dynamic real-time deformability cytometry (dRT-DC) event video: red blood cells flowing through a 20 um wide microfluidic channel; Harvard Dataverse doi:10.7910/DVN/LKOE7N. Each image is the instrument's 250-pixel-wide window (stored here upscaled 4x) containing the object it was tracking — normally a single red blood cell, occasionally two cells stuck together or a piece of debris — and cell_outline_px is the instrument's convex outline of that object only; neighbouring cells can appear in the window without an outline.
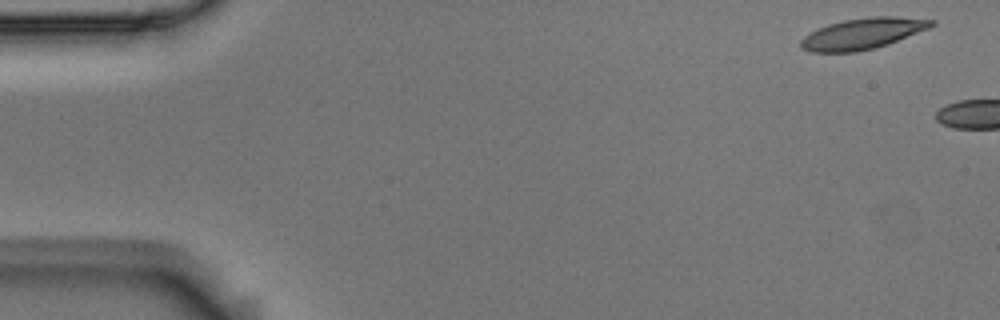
{"species": "Egyptian fruit bat (a non-hibernating species)", "species_latin": "Rousettus aegyptiacus", "temperature_condition": "room temperature", "stored_images_in_passage": 2, "camera_frame_rate_fps": 3000, "um_per_image_px": 0.085, "animal": {"sex": "male"}, "frame": {"image": 1, "passage_image": 1, "time_ms": 0.0, "image_size_px": [1000, 320], "cell_outline_px": [[936, 24], [928, 28], [888, 44], [856, 52], [812, 52], [800, 48], [800, 40], [804, 36], [828, 24], [844, 20], [872, 16], [896, 16], [936, 20]], "centroid_in_image_um": [73.33, 2.85], "position_along_channel_um": 11.7, "area_um2": 23.41}}